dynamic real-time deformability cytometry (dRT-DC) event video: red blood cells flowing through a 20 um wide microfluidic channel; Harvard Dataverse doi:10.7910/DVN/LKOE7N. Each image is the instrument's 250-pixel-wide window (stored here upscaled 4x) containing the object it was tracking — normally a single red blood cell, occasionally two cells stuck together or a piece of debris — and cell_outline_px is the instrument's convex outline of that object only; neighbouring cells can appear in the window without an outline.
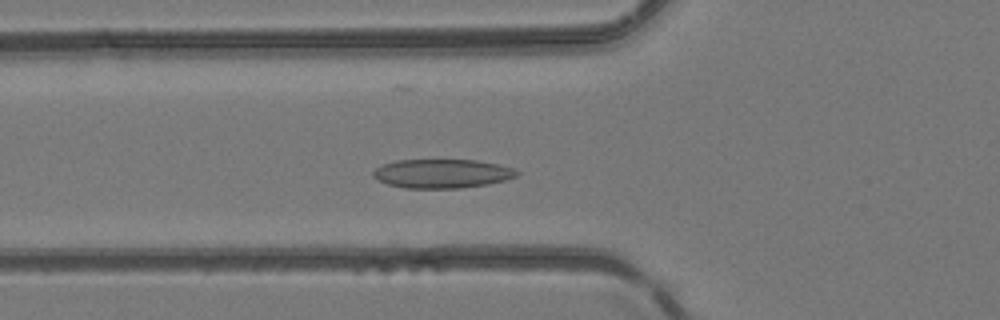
{"species": "common noctule bat (a hibernating species)", "species_latin": "Nyctalus noctula", "temperature_condition": "room temperature", "stored_images_in_passage": 36, "camera_frame_rate_fps": 3000, "um_per_image_px": 0.085, "animal": {"sex": "female", "body_mass_g": 24.6, "forearm_length_mm": 56.2}, "frame": {"image": 1, "passage_image": 7, "time_ms": 2.0, "image_size_px": [1000, 320], "cell_outline_px": [[520, 172], [516, 176], [504, 180], [488, 184], [460, 188], [404, 188], [388, 184], [372, 176], [372, 172], [376, 168], [384, 164], [396, 160], [476, 160], [496, 164], [512, 168]], "centroid_in_image_um": [37.56, 14.75], "position_along_channel_um": 88.2, "area_um2": 24.04}}
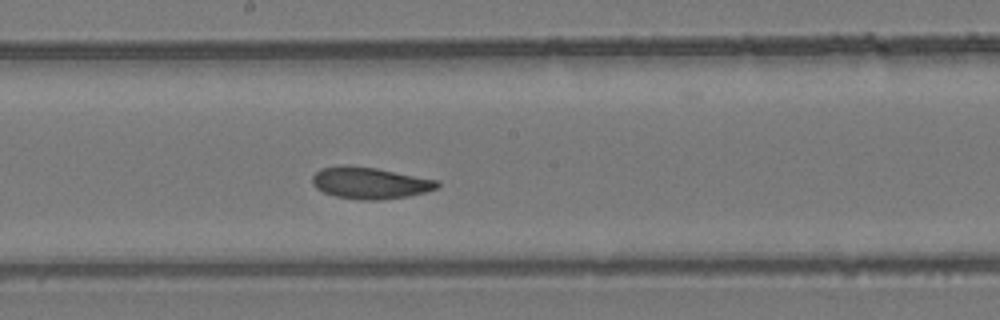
{"frame": {"image": 2, "passage_image": 16, "time_ms": 5.0, "image_size_px": [1000, 320], "cell_outline_px": [[440, 184], [436, 188], [424, 192], [408, 196], [380, 200], [360, 200], [336, 196], [324, 192], [316, 188], [312, 184], [312, 176], [320, 168], [344, 164], [348, 164], [376, 168], [436, 180]], "centroid_in_image_um": [31.38, 15.54], "position_along_channel_um": 216.8, "area_um2": 23.0}}
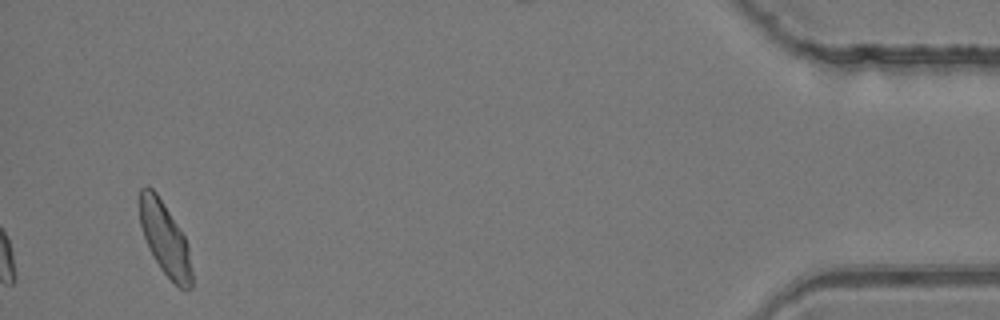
{"frame": {"image": 3, "passage_image": 36, "time_ms": 11.667, "image_size_px": [1000, 320], "cell_outline_px": [[192, 288], [180, 288], [160, 268], [144, 236], [140, 224], [140, 188], [148, 184], [156, 192], [184, 236], [188, 244], [192, 272]], "centroid_in_image_um": [14.03, 20.28], "position_along_channel_um": 421.2, "area_um2": 21.62}}